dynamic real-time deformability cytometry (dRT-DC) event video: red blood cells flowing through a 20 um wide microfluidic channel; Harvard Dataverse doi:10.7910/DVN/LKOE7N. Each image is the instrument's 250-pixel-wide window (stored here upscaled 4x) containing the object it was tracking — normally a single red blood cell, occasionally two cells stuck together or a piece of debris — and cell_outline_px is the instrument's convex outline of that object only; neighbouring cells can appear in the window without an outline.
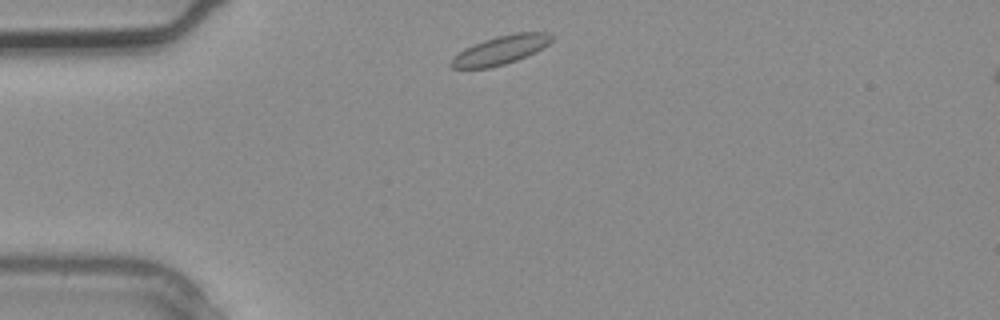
{"species": "common noctule bat (a hibernating species)", "species_latin": "Nyctalus noctula", "temperature_condition": "warm", "stored_images_in_passage": 2, "camera_frame_rate_fps": 3000, "um_per_image_px": 0.085, "animal": {"sex": "male", "body_mass_g": 20.4}, "frame": {"image": 1, "passage_image": 1, "time_ms": 0.0, "image_size_px": [1000, 320], "cell_outline_px": [[552, 40], [548, 44], [536, 52], [516, 60], [504, 64], [488, 68], [452, 68], [448, 64], [464, 48], [484, 40], [516, 32], [552, 32]], "centroid_in_image_um": [42.58, 4.25], "position_along_channel_um": 42.4, "area_um2": 16.59}}